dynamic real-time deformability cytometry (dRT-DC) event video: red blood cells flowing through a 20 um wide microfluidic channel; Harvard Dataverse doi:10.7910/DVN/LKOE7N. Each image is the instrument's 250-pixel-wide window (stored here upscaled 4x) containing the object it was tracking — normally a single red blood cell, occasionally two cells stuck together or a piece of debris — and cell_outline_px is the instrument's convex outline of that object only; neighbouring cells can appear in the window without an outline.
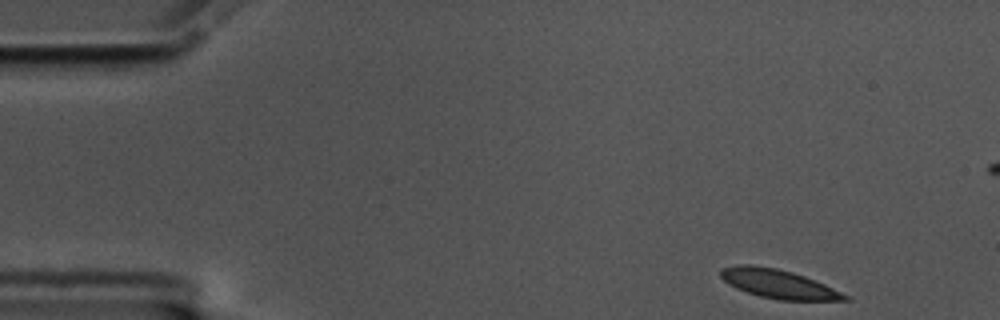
{"species": "common noctule bat (a hibernating species)", "species_latin": "Nyctalus noctula", "temperature_condition": "cold", "stored_images_in_passage": 54, "camera_frame_rate_fps": 3000, "um_per_image_px": 0.085, "animal": {"sex": "male", "body_mass_g": 17.5, "forearm_length_mm": 52.3}, "frame": {"image": 1, "passage_image": 1, "time_ms": 0.0, "image_size_px": [1000, 320], "cell_outline_px": [[852, 300], [780, 300], [760, 296], [736, 288], [728, 284], [720, 276], [720, 268], [740, 264], [752, 264], [776, 268], [792, 272], [804, 276], [824, 284], [848, 296]], "centroid_in_image_um": [66.12, 24.12], "position_along_channel_um": 18.9, "area_um2": 20.69}}
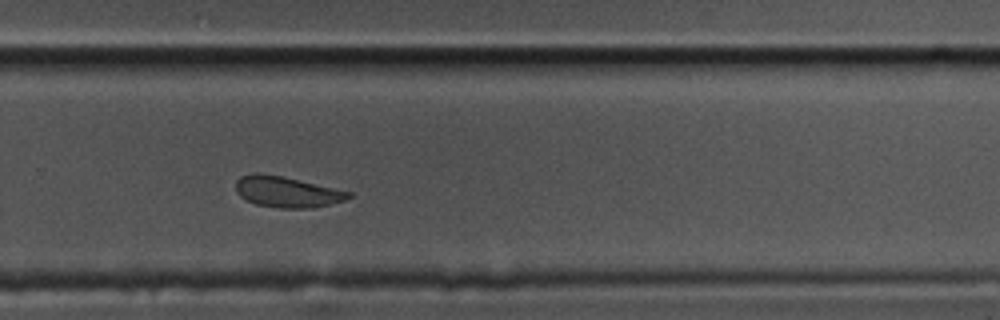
{"frame": {"image": 2, "passage_image": 34, "time_ms": 11.0, "image_size_px": [1000, 320], "cell_outline_px": [[352, 196], [344, 200], [312, 208], [280, 208], [256, 204], [240, 196], [236, 192], [236, 180], [240, 176], [252, 172], [256, 172], [280, 176], [352, 192]], "centroid_in_image_um": [24.35, 16.3], "position_along_channel_um": 305.5, "area_um2": 20.06}}
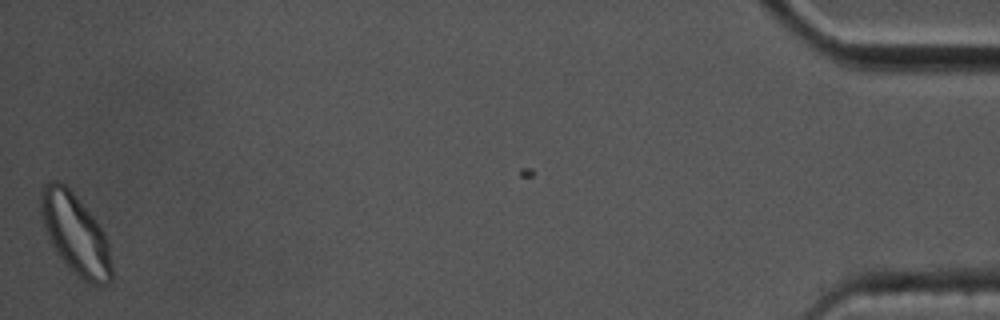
{"frame": {"image": 3, "passage_image": 53, "time_ms": 17.333, "image_size_px": [1000, 320], "cell_outline_px": [[112, 280], [108, 284], [92, 284], [84, 280], [56, 252], [44, 228], [40, 216], [40, 188], [44, 184], [52, 180], [60, 180], [76, 196], [100, 224], [108, 240], [112, 264]], "centroid_in_image_um": [6.41, 19.84], "position_along_channel_um": 428.8, "area_um2": 33.18}, "authors_computed_cell_mechanics": {"area_um2": 21.3282, "velocity_mm_per_s": 3.4429, "shape_relaxation_time_tau1_ms": 6.8468, "shape_relaxation_time_tau2_ms": 1.8413, "deformation_change_tau1": 0.1109, "deformation_change_tau2": 0.0644}}